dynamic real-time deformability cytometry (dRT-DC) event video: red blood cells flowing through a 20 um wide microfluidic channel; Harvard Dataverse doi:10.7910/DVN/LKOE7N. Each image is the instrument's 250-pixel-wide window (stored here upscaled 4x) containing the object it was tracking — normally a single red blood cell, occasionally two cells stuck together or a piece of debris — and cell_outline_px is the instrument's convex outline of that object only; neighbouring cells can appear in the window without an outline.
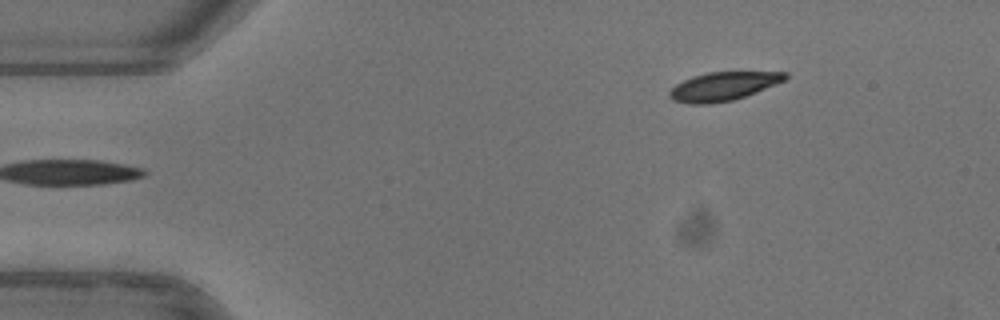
{"species": "common noctule bat (a hibernating species)", "species_latin": "Nyctalus noctula", "temperature_condition": "warm", "stored_images_in_passage": 46, "camera_frame_rate_fps": 3000, "um_per_image_px": 0.085, "animal": {"sex": "female"}, "frame": {"image": 1, "passage_image": 1, "time_ms": 0.0, "image_size_px": [1000, 320], "cell_outline_px": [[788, 76], [784, 80], [744, 96], [732, 100], [712, 104], [688, 104], [672, 100], [668, 96], [668, 92], [676, 84], [692, 76], [708, 72], [788, 72]], "centroid_in_image_um": [61.4, 7.34], "position_along_channel_um": 23.6, "area_um2": 19.07}}
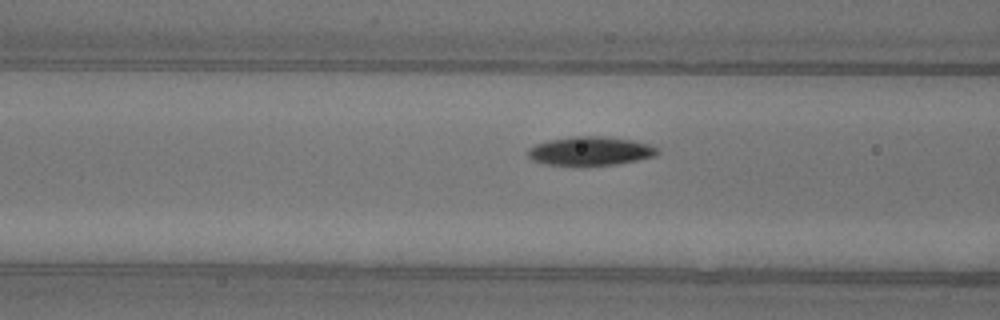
{"frame": {"image": 2, "passage_image": 14, "time_ms": 4.333, "image_size_px": [1000, 320], "cell_outline_px": [[660, 152], [656, 156], [616, 164], [580, 168], [544, 164], [532, 160], [528, 156], [528, 148], [536, 144], [548, 140], [572, 136], [608, 136], [632, 140], [648, 144], [660, 148]], "centroid_in_image_um": [50.16, 12.87], "position_along_channel_um": 116.4, "area_um2": 22.6}}
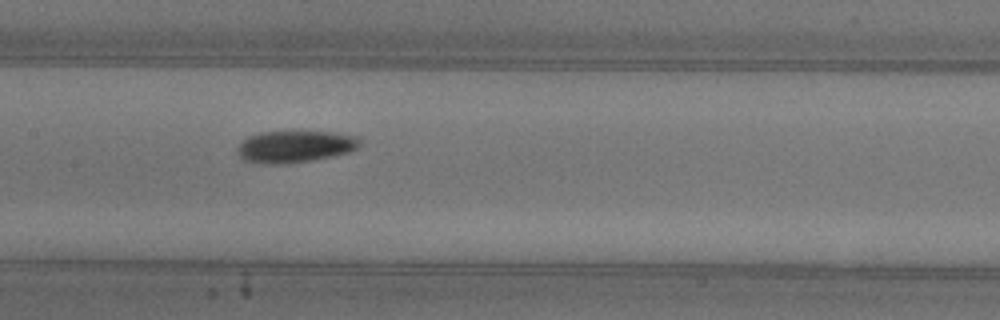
{"frame": {"image": 3, "passage_image": 19, "time_ms": 6.0, "image_size_px": [1000, 320], "cell_outline_px": [[360, 144], [356, 148], [348, 152], [312, 160], [284, 164], [268, 164], [244, 160], [236, 152], [236, 148], [248, 136], [260, 132], [300, 128], [332, 132], [356, 136], [360, 140]], "centroid_in_image_um": [25.05, 12.4], "position_along_channel_um": 182.4, "area_um2": 23.52}, "authors_computed_cell_mechanics": {"area_um2": 21.097, "velocity_mm_per_s": 3.9449, "shape_relaxation_time_tau1_ms": 2.84, "shape_relaxation_time_tau2_ms": null, "deformation_change_tau1": 0.1137, "deformation_change_tau2": null}}